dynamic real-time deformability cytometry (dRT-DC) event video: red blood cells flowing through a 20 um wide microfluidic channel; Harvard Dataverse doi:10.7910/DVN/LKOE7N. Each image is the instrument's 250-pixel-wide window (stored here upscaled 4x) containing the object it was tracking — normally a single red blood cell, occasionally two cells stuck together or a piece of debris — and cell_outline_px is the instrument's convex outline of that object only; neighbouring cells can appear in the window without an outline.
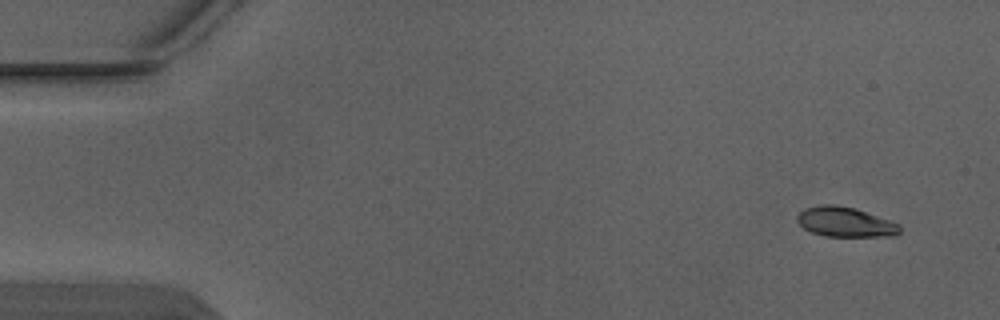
{"species": "Egyptian fruit bat (a non-hibernating species)", "species_latin": "Rousettus aegyptiacus", "temperature_condition": "warm", "stored_images_in_passage": 4, "camera_frame_rate_fps": 3000, "um_per_image_px": 0.085, "animal": {"sex": "male"}, "frame": {"image": 1, "passage_image": 1, "time_ms": 0.0, "image_size_px": [1000, 320], "cell_outline_px": [[900, 232], [896, 236], [824, 236], [812, 232], [804, 228], [796, 220], [796, 216], [804, 208], [824, 204], [836, 204], [856, 208], [900, 224]], "centroid_in_image_um": [71.84, 18.86], "position_along_channel_um": 13.2, "area_um2": 17.92}}